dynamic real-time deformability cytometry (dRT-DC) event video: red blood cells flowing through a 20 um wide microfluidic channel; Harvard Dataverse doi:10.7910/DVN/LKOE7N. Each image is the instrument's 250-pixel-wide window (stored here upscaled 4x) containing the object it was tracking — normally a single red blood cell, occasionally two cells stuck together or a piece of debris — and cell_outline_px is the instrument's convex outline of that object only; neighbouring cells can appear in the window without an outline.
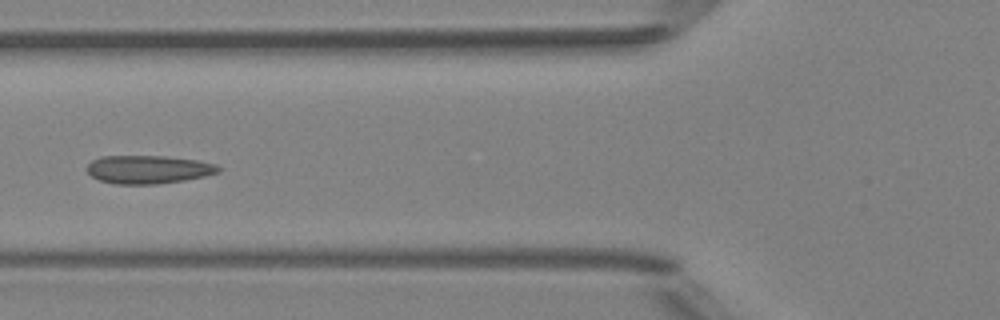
{"species": "Egyptian fruit bat (a non-hibernating species)", "species_latin": "Rousettus aegyptiacus", "temperature_condition": "room temperature", "stored_images_in_passage": 7, "camera_frame_rate_fps": 3000, "um_per_image_px": 0.085, "animal": {"sex": "female"}, "frame": {"image": 1, "passage_image": 6, "time_ms": 6.0, "image_size_px": [1000, 320], "cell_outline_px": [[220, 172], [204, 176], [184, 180], [156, 184], [116, 184], [100, 180], [92, 176], [88, 172], [88, 164], [92, 160], [100, 156], [164, 156], [196, 160], [216, 164], [220, 168]], "centroid_in_image_um": [12.6, 14.4], "position_along_channel_um": 113.2, "area_um2": 21.5}}
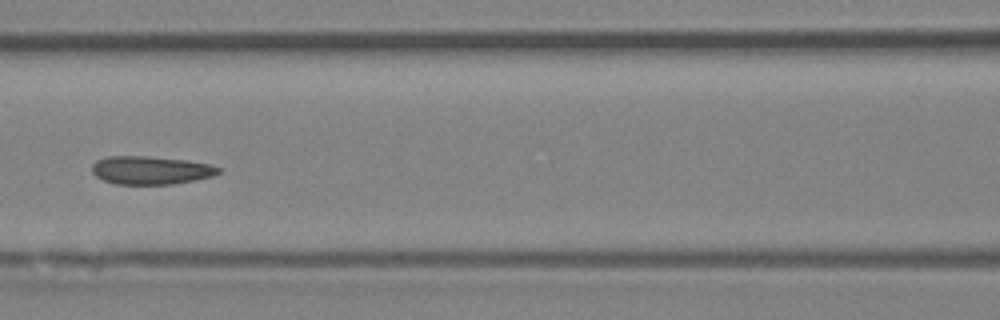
{"frame": {"image": 2, "passage_image": 7, "time_ms": 7.0, "image_size_px": [1000, 320], "cell_outline_px": [[220, 172], [212, 176], [196, 180], [172, 184], [116, 184], [104, 180], [96, 176], [92, 172], [92, 164], [96, 160], [108, 156], [144, 156], [188, 160], [212, 164], [220, 168]], "centroid_in_image_um": [12.83, 14.46], "position_along_channel_um": 153.8, "area_um2": 20.87}}